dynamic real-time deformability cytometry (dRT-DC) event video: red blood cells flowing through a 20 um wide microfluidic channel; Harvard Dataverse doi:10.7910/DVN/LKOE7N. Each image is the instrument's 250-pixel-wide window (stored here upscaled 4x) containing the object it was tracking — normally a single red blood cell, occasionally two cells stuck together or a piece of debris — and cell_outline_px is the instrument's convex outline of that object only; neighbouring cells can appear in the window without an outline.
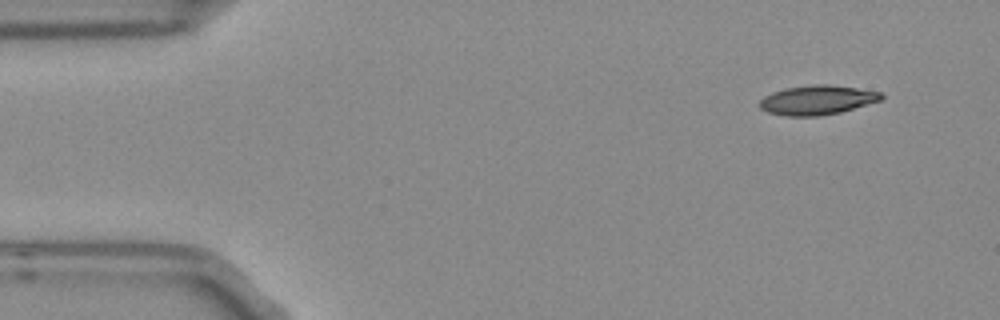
{"species": "Egyptian fruit bat (a non-hibernating species)", "species_latin": "Rousettus aegyptiacus", "temperature_condition": "room temperature", "stored_images_in_passage": 3, "camera_frame_rate_fps": 3000, "um_per_image_px": 0.085, "frame": {"image": 1, "passage_image": 1, "time_ms": 0.0, "image_size_px": [1000, 320], "cell_outline_px": [[884, 96], [880, 100], [840, 112], [820, 116], [784, 116], [768, 112], [760, 108], [760, 100], [764, 96], [772, 92], [784, 88], [812, 84], [828, 84], [856, 88], [880, 92]], "centroid_in_image_um": [69.42, 8.5], "position_along_channel_um": 15.6, "area_um2": 20.75}}